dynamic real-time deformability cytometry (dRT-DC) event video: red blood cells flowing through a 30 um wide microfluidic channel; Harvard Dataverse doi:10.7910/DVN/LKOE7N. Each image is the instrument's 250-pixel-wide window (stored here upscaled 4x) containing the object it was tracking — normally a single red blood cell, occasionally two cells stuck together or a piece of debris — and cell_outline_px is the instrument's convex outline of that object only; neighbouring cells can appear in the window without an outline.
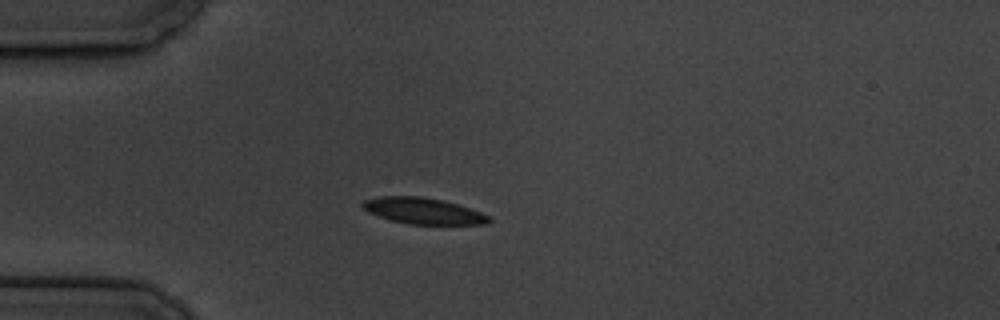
{"species": "common noctule bat (a hibernating species)", "species_latin": "Nyctalus noctula", "temperature_condition": "cold", "stored_images_in_passage": 4, "camera_frame_rate_fps": 3000, "um_per_image_px": 0.085, "animal": {"sex": "male", "body_mass_g": 19.5, "forearm_length_mm": 54.6}, "frame": {"image": 1, "passage_image": 4, "time_ms": 4.333, "image_size_px": [1000, 320], "cell_outline_px": [[492, 220], [488, 224], [408, 224], [392, 220], [368, 212], [360, 204], [364, 200], [380, 196], [420, 196], [444, 200], [480, 212], [488, 216]], "centroid_in_image_um": [35.96, 17.92], "position_along_channel_um": 49.0, "area_um2": 19.07}}